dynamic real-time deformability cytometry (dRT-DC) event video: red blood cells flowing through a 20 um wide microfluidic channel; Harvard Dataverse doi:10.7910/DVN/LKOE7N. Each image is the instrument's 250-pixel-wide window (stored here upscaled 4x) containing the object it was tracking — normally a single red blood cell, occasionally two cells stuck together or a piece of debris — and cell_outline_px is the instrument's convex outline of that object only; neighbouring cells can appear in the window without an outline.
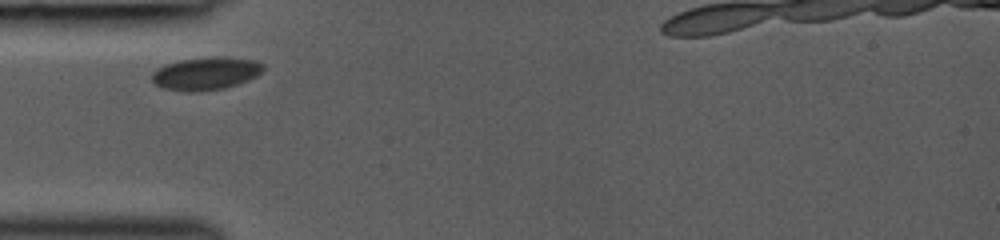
{"species": "common noctule bat (a hibernating species)", "species_latin": "Nyctalus noctula", "temperature_condition": "room temperature", "stored_images_in_passage": 15, "camera_frame_rate_fps": 3000, "um_per_image_px": 0.085, "animal": {"sex": "female", "body_mass_g": 19.0, "forearm_length_mm": 53.3}, "frame": {"image": 1, "passage_image": 1, "time_ms": 0.0, "image_size_px": [1000, 240], "cell_outline_px": [[264, 68], [256, 76], [248, 80], [224, 88], [200, 92], [184, 92], [164, 88], [156, 84], [152, 80], [152, 72], [156, 68], [164, 64], [180, 60], [216, 56], [224, 56], [252, 60], [264, 64]], "centroid_in_image_um": [17.47, 6.25], "position_along_channel_um": 67.5, "area_um2": 21.39}}
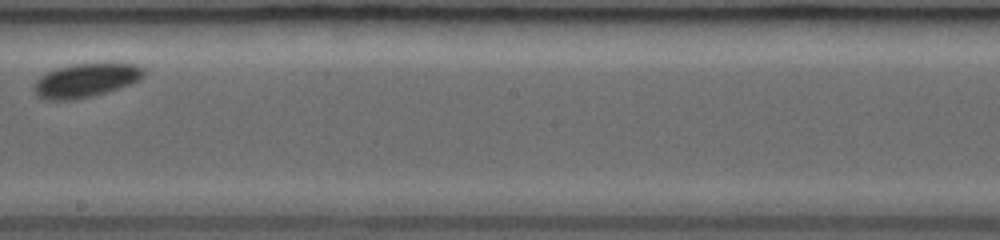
{"frame": {"image": 2, "passage_image": 9, "time_ms": 4.333, "image_size_px": [1000, 240], "cell_outline_px": [[144, 76], [140, 80], [92, 96], [72, 100], [48, 100], [36, 96], [32, 88], [32, 84], [40, 76], [56, 68], [72, 64], [112, 60], [136, 64], [144, 68]], "centroid_in_image_um": [7.3, 6.77], "position_along_channel_um": 240.9, "area_um2": 22.37}}
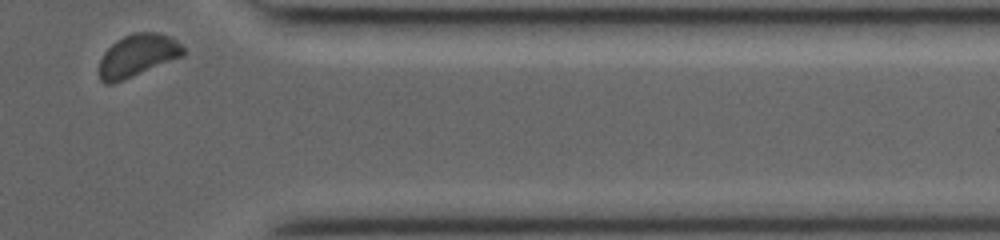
{"frame": {"image": 3, "passage_image": 15, "time_ms": 8.333, "image_size_px": [1000, 240], "cell_outline_px": [[184, 56], [124, 80], [112, 84], [104, 84], [100, 80], [100, 60], [104, 52], [116, 40], [132, 32], [160, 32], [176, 40], [184, 48]], "centroid_in_image_um": [11.7, 4.72], "position_along_channel_um": 399.7, "area_um2": 20.87}}